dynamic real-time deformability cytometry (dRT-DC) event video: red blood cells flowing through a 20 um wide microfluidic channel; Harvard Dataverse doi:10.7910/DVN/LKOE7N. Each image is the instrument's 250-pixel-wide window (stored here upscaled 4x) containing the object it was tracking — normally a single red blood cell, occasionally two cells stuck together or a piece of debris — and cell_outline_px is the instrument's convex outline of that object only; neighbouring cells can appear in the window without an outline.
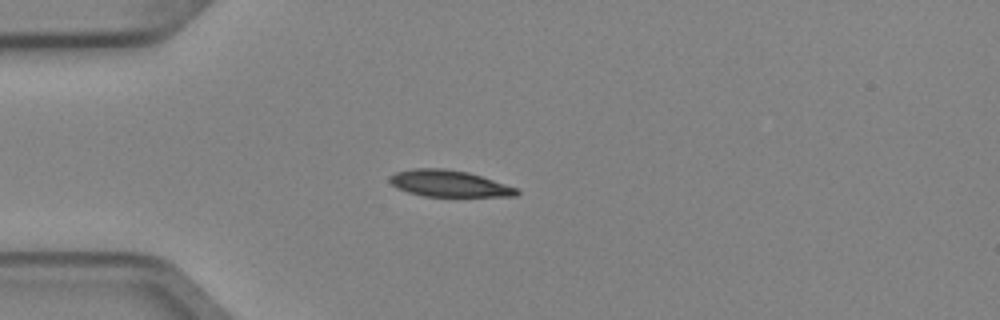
{"species": "Egyptian fruit bat (a non-hibernating species)", "species_latin": "Rousettus aegyptiacus", "temperature_condition": "cold", "stored_images_in_passage": 4, "camera_frame_rate_fps": 3000, "um_per_image_px": 0.085, "animal": {"sex": "female"}, "frame": {"image": 1, "passage_image": 3, "time_ms": 0.667, "image_size_px": [1000, 320], "cell_outline_px": [[520, 192], [516, 196], [424, 196], [408, 192], [396, 188], [388, 180], [388, 176], [396, 172], [412, 168], [444, 168], [468, 172], [516, 188]], "centroid_in_image_um": [38.1, 15.59], "position_along_channel_um": 46.9, "area_um2": 19.48}}